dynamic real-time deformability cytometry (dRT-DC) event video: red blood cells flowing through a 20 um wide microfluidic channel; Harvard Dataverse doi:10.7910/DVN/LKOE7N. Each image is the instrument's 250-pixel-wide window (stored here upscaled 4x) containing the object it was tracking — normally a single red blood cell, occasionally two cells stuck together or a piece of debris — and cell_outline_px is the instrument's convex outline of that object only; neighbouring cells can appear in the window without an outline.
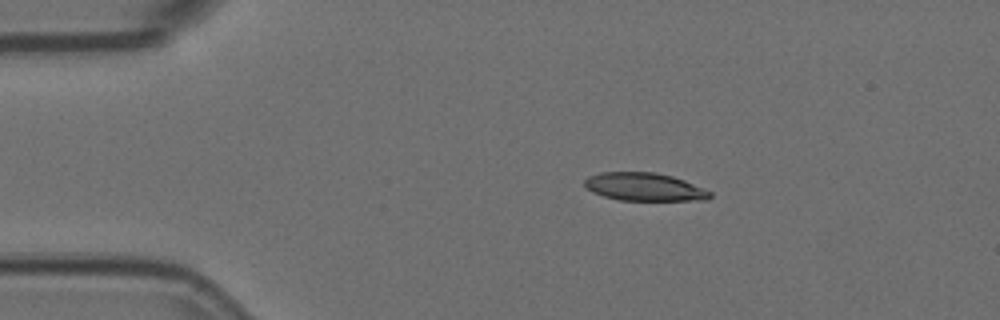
{"species": "Egyptian fruit bat (a non-hibernating species)", "species_latin": "Rousettus aegyptiacus", "temperature_condition": "room temperature", "stored_images_in_passage": 8, "camera_frame_rate_fps": 3000, "um_per_image_px": 0.085, "animal": {"sex": "female"}, "frame": {"image": 1, "passage_image": 1, "time_ms": 0.0, "image_size_px": [1000, 320], "cell_outline_px": [[712, 196], [708, 200], [620, 200], [604, 196], [592, 192], [584, 184], [584, 180], [588, 176], [600, 172], [656, 172], [672, 176], [684, 180], [712, 192]], "centroid_in_image_um": [54.77, 15.88], "position_along_channel_um": 30.2, "area_um2": 20.46}}